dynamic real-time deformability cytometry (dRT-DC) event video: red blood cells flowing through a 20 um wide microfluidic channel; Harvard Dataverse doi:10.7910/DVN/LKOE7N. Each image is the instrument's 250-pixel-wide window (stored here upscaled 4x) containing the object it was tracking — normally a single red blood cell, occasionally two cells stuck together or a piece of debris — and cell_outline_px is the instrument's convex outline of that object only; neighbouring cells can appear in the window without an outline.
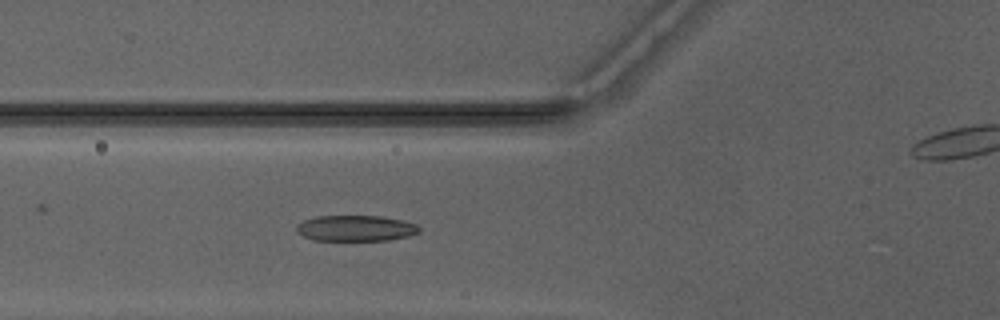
{"species": "Egyptian fruit bat (a non-hibernating species)", "species_latin": "Rousettus aegyptiacus", "temperature_condition": "warm", "stored_images_in_passage": 51, "camera_frame_rate_fps": 3000, "um_per_image_px": 0.085, "animal": {"sex": "male"}, "frame": {"image": 1, "passage_image": 19, "time_ms": 6.0, "image_size_px": [1000, 320], "cell_outline_px": [[420, 232], [408, 236], [388, 240], [312, 240], [296, 232], [296, 224], [304, 220], [316, 216], [380, 216], [404, 220], [416, 224], [420, 228]], "centroid_in_image_um": [30.22, 19.39], "position_along_channel_um": 95.6, "area_um2": 18.55}}
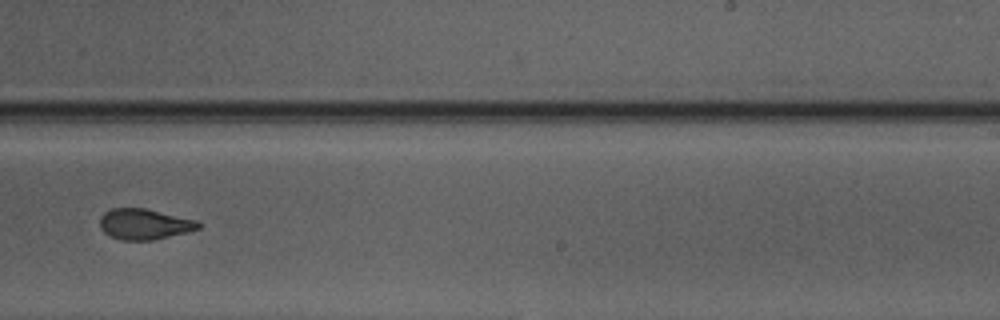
{"frame": {"image": 2, "passage_image": 32, "time_ms": 10.333, "image_size_px": [1000, 320], "cell_outline_px": [[204, 224], [200, 228], [188, 232], [152, 240], [120, 240], [108, 236], [100, 228], [100, 216], [104, 212], [112, 208], [144, 208], [196, 220]], "centroid_in_image_um": [12.26, 19.06], "position_along_channel_um": 276.7, "area_um2": 17.74}}
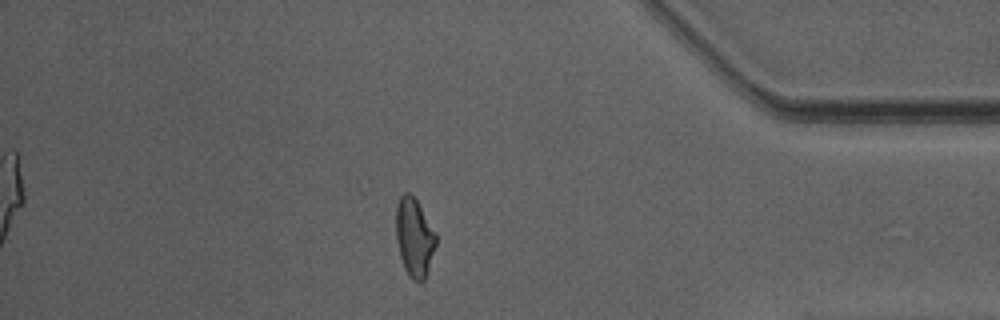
{"frame": {"image": 3, "passage_image": 43, "time_ms": 14.0, "image_size_px": [1000, 320], "cell_outline_px": [[436, 244], [424, 280], [420, 284], [412, 280], [408, 276], [404, 268], [400, 256], [396, 236], [396, 208], [400, 196], [404, 192], [408, 192], [416, 200], [436, 232]], "centroid_in_image_um": [35.21, 20.2], "position_along_channel_um": 400.0, "area_um2": 18.21}, "authors_computed_cell_mechanics": {"area_um2": 18.3804, "velocity_mm_per_s": 4.1774, "shape_relaxation_time_tau1_ms": 3.9453, "shape_relaxation_time_tau2_ms": 1.3314, "deformation_change_tau1": 0.175, "deformation_change_tau2": 0.0942}}